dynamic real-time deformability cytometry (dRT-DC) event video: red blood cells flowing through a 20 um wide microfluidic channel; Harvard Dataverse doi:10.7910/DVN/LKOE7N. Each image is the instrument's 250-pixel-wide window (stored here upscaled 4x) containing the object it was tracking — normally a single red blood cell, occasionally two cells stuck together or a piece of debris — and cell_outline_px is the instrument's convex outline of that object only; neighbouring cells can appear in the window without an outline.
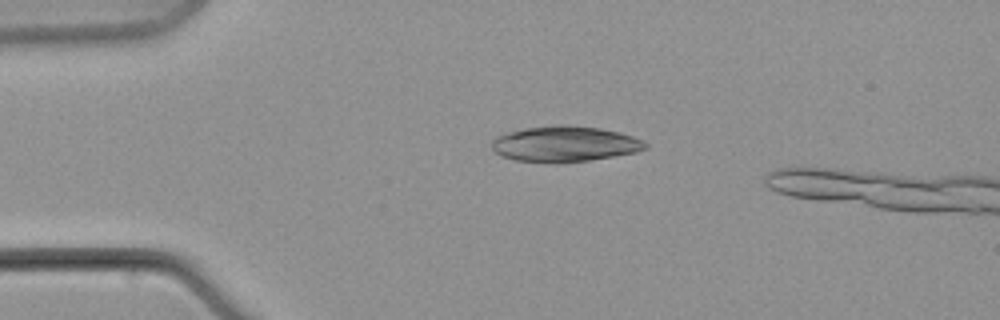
{"species": "common noctule bat (a hibernating species)", "species_latin": "Nyctalus noctula", "temperature_condition": "warm", "stored_images_in_passage": 7, "camera_frame_rate_fps": 3000, "um_per_image_px": 0.085, "animal": {"sex": "male", "body_mass_g": 21.5, "forearm_length_mm": 52.0}, "frame": {"image": 1, "passage_image": 5, "time_ms": 4.667, "image_size_px": [1000, 320], "cell_outline_px": [[648, 148], [636, 152], [588, 160], [556, 164], [516, 160], [500, 156], [492, 148], [492, 140], [496, 136], [508, 132], [524, 128], [552, 124], [568, 124], [600, 128], [620, 132], [644, 140], [648, 144]], "centroid_in_image_um": [48.0, 12.23], "position_along_channel_um": 37.0, "area_um2": 32.37}}